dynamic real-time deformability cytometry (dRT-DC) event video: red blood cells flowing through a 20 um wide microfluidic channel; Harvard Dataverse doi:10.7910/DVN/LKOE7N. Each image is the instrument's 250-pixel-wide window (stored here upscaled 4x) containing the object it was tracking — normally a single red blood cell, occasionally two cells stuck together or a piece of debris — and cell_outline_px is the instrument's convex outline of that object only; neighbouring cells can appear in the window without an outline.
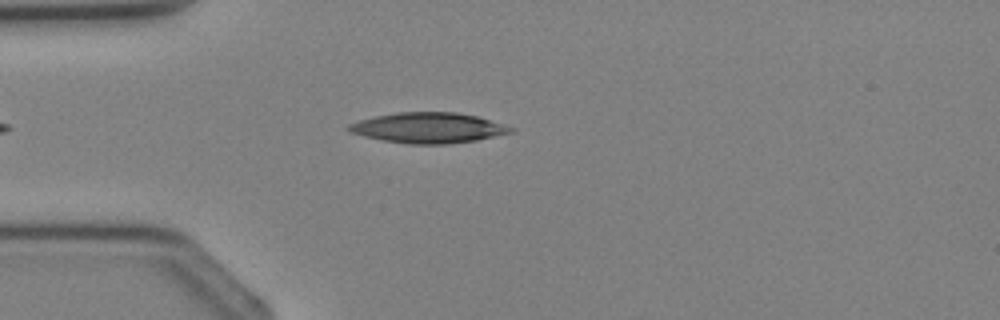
{"species": "Egyptian fruit bat (a non-hibernating species)", "species_latin": "Rousettus aegyptiacus", "temperature_condition": "cold", "stored_images_in_passage": 3, "camera_frame_rate_fps": 3000, "um_per_image_px": 0.085, "animal": {"sex": "female"}, "frame": {"image": 1, "passage_image": 3, "time_ms": 2.333, "image_size_px": [1000, 320], "cell_outline_px": [[516, 132], [476, 140], [448, 144], [408, 144], [384, 140], [364, 136], [352, 132], [344, 128], [348, 124], [360, 120], [376, 116], [396, 112], [456, 112], [476, 116], [504, 124], [516, 128]], "centroid_in_image_um": [36.45, 10.86], "position_along_channel_um": 48.6, "area_um2": 28.78}}